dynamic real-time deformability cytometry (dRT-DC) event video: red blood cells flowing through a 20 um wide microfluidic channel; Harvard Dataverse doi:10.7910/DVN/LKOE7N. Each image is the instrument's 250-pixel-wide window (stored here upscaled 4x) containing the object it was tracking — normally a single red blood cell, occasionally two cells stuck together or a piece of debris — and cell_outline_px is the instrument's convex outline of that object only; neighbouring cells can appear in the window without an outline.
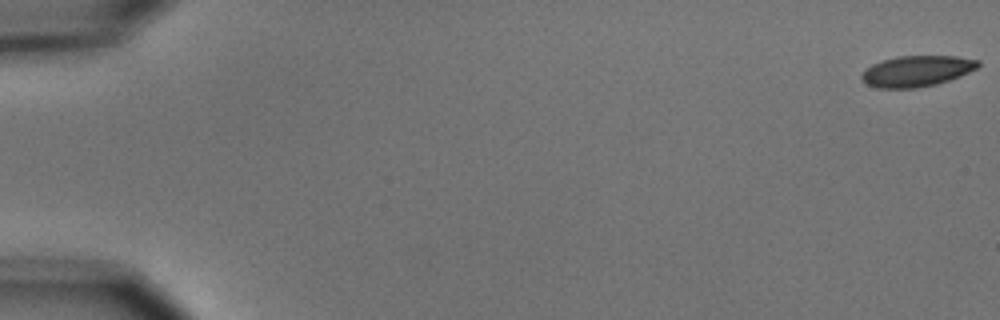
{"species": "common noctule bat (a hibernating species)", "species_latin": "Nyctalus noctula", "temperature_condition": "cold", "stored_images_in_passage": 5, "camera_frame_rate_fps": 3000, "um_per_image_px": 0.085, "animal": {"sex": "male", "body_mass_g": 15.6}, "frame": {"image": 1, "passage_image": 1, "time_ms": 0.0, "image_size_px": [1000, 320], "cell_outline_px": [[980, 64], [976, 68], [960, 76], [936, 84], [916, 88], [876, 88], [868, 84], [860, 76], [872, 64], [896, 56], [956, 56], [980, 60]], "centroid_in_image_um": [77.94, 6.04], "position_along_channel_um": 7.1, "area_um2": 20.75}}
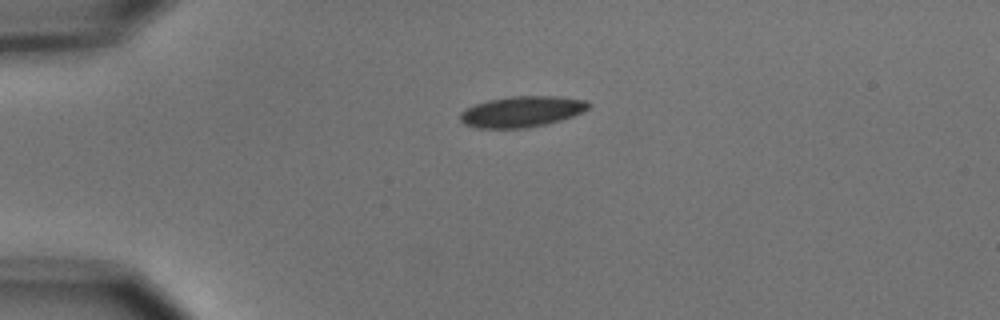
{"frame": {"image": 2, "passage_image": 4, "time_ms": 4.333, "image_size_px": [1000, 320], "cell_outline_px": [[592, 104], [588, 108], [572, 116], [560, 120], [528, 128], [476, 128], [464, 124], [460, 120], [460, 112], [464, 108], [488, 100], [512, 96], [560, 96], [584, 100]], "centroid_in_image_um": [44.31, 9.48], "position_along_channel_um": 40.7, "area_um2": 23.06}}